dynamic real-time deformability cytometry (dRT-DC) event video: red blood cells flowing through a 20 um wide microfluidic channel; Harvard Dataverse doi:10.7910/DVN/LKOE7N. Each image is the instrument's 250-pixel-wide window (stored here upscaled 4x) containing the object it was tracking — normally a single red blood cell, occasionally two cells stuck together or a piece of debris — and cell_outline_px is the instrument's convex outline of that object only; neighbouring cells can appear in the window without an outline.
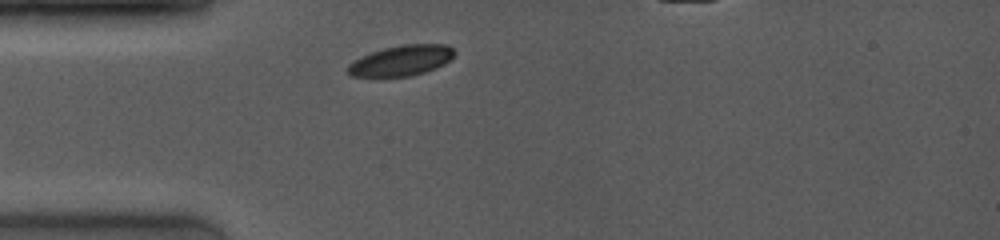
{"species": "common noctule bat (a hibernating species)", "species_latin": "Nyctalus noctula", "temperature_condition": "room temperature", "stored_images_in_passage": 1, "camera_frame_rate_fps": 4000, "um_per_image_px": 0.085, "animal": {"sex": "female", "body_mass_g": 19.0, "forearm_length_mm": 53.3}, "frame": {"image": 1, "passage_image": 1, "time_ms": 0.0, "image_size_px": [1000, 240], "cell_outline_px": [[456, 52], [444, 64], [436, 68], [412, 76], [352, 76], [348, 72], [348, 64], [372, 52], [384, 48], [404, 44], [448, 44]], "centroid_in_image_um": [34.16, 5.14], "position_along_channel_um": 50.8, "area_um2": 18.61}}